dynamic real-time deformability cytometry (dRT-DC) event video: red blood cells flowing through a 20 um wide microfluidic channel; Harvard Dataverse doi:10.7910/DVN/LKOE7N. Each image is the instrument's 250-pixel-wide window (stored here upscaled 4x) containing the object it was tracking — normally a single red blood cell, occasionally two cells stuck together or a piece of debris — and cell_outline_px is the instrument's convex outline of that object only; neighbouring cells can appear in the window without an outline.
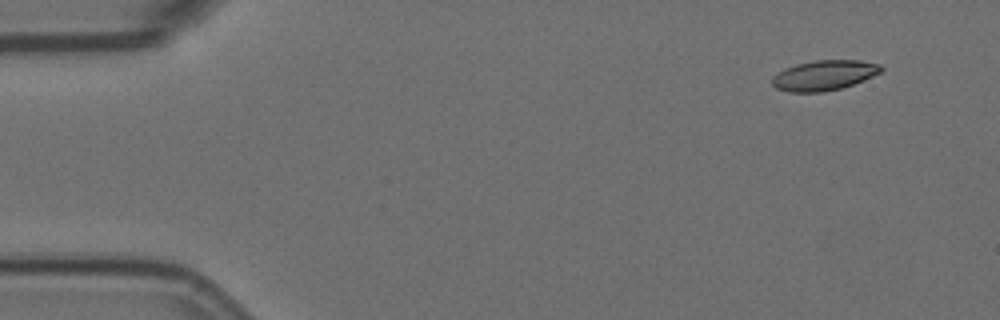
{"species": "Egyptian fruit bat (a non-hibernating species)", "species_latin": "Rousettus aegyptiacus", "temperature_condition": "room temperature", "stored_images_in_passage": 5, "camera_frame_rate_fps": 3000, "um_per_image_px": 0.085, "animal": {"sex": "female"}, "frame": {"image": 1, "passage_image": 2, "time_ms": 0.333, "image_size_px": [1000, 320], "cell_outline_px": [[884, 68], [880, 72], [864, 80], [840, 88], [824, 92], [788, 92], [776, 88], [772, 84], [772, 76], [784, 68], [796, 64], [812, 60], [860, 60], [880, 64]], "centroid_in_image_um": [70.02, 6.39], "position_along_channel_um": 15.0, "area_um2": 19.19}}
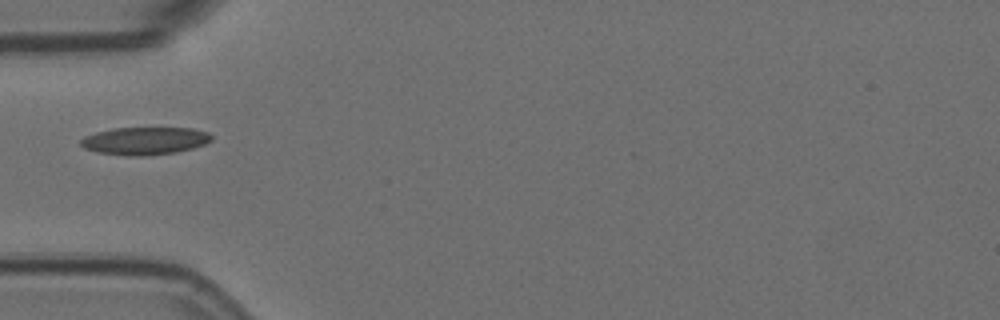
{"frame": {"image": 2, "passage_image": 5, "time_ms": 1.333, "image_size_px": [1000, 320], "cell_outline_px": [[212, 140], [204, 144], [192, 148], [176, 152], [144, 156], [132, 156], [100, 152], [84, 148], [80, 144], [80, 140], [84, 136], [96, 132], [116, 128], [192, 128], [208, 132], [212, 136]], "centroid_in_image_um": [12.32, 11.96], "position_along_channel_um": 72.7, "area_um2": 20.92}}